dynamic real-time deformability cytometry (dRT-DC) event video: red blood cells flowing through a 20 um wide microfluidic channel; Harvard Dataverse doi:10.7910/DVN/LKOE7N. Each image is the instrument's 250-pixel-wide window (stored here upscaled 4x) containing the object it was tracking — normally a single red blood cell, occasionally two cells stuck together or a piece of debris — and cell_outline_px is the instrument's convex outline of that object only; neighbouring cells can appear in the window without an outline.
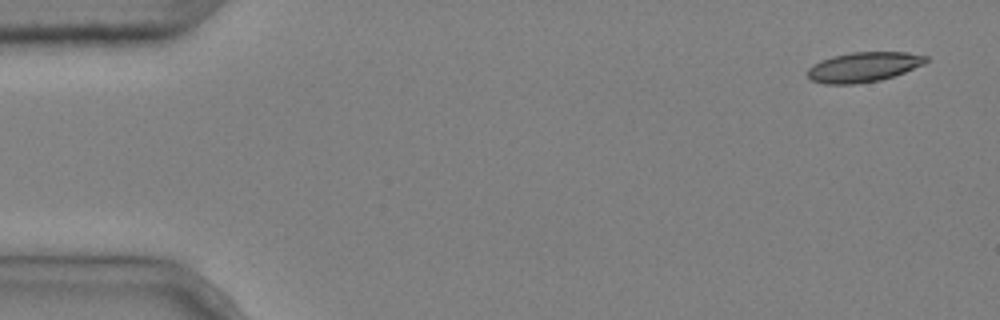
{"species": "common noctule bat (a hibernating species)", "species_latin": "Nyctalus noctula", "temperature_condition": "cold", "stored_images_in_passage": 5, "camera_frame_rate_fps": 3000, "um_per_image_px": 0.085, "animal": {"sex": "male", "body_mass_g": 20.4}, "frame": {"image": 1, "passage_image": 1, "time_ms": 0.0, "image_size_px": [1000, 320], "cell_outline_px": [[928, 60], [924, 64], [904, 72], [880, 80], [856, 84], [824, 84], [812, 80], [808, 76], [808, 68], [812, 64], [820, 60], [832, 56], [852, 52], [908, 52], [928, 56]], "centroid_in_image_um": [73.39, 5.69], "position_along_channel_um": 11.6, "area_um2": 20.63}}
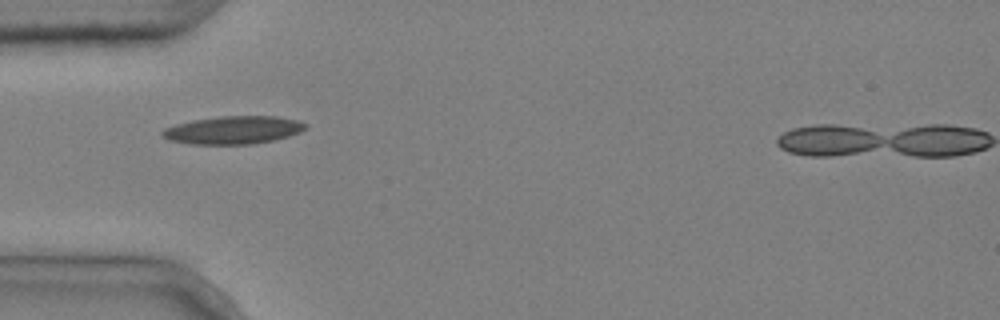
{"frame": {"image": 2, "passage_image": 5, "time_ms": 1.333, "image_size_px": [1000, 320], "cell_outline_px": [[308, 128], [300, 132], [288, 136], [272, 140], [252, 144], [188, 144], [168, 140], [160, 136], [160, 132], [164, 128], [176, 124], [192, 120], [220, 116], [276, 116], [300, 120], [308, 124]], "centroid_in_image_um": [19.82, 11.05], "position_along_channel_um": 65.2, "area_um2": 23.58}}